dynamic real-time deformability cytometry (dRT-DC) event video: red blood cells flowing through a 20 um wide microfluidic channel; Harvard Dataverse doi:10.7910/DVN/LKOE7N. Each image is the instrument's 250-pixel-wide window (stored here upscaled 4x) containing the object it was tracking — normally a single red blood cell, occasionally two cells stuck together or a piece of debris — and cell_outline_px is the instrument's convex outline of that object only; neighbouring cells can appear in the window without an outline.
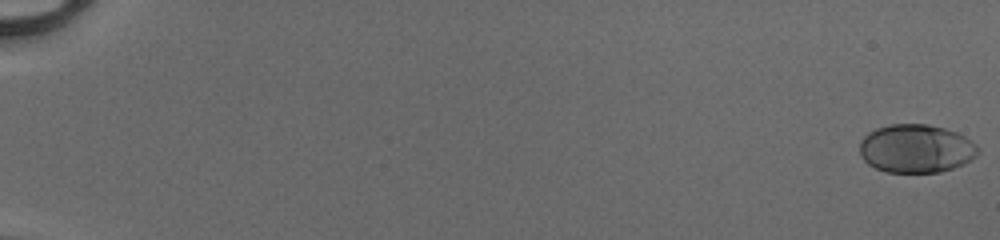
{"species": "human", "species_latin": "Homo sapiens", "temperature_condition": "cold", "stored_images_in_passage": 52, "camera_frame_rate_fps": 3000, "um_per_image_px": 0.085, "donor": {"sex": "male"}, "frame": {"image": 1, "passage_image": 1, "time_ms": 0.0, "image_size_px": [1000, 240], "cell_outline_px": [[980, 152], [976, 156], [964, 164], [940, 172], [884, 172], [868, 164], [860, 156], [860, 140], [868, 132], [876, 128], [888, 124], [928, 124], [944, 128], [956, 132], [972, 140], [980, 148]], "centroid_in_image_um": [77.87, 12.62], "position_along_channel_um": 7.1, "area_um2": 33.7}}
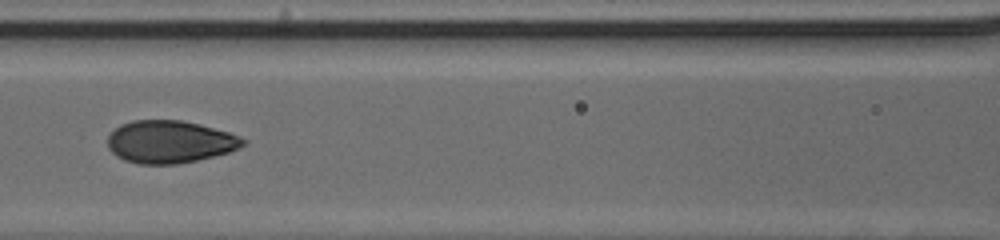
{"frame": {"image": 2, "passage_image": 27, "time_ms": 8.667, "image_size_px": [1000, 240], "cell_outline_px": [[248, 144], [240, 148], [228, 152], [196, 160], [176, 164], [140, 164], [124, 160], [116, 156], [108, 148], [108, 136], [120, 124], [132, 120], [180, 120], [200, 124], [228, 132], [240, 136], [248, 140]], "centroid_in_image_um": [14.45, 12.05], "position_along_channel_um": 152.1, "area_um2": 33.64}}
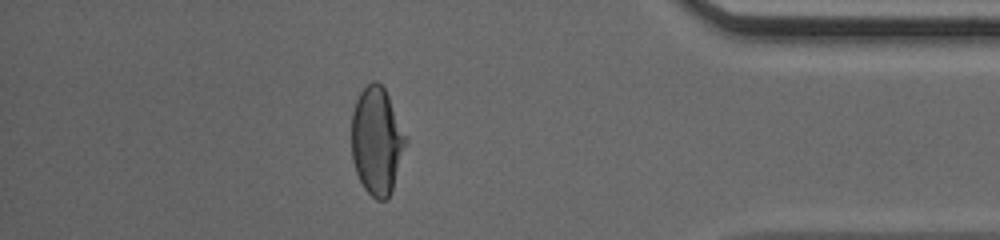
{"frame": {"image": 3, "passage_image": 47, "time_ms": 15.333, "image_size_px": [1000, 240], "cell_outline_px": [[408, 140], [388, 200], [376, 200], [364, 188], [356, 172], [352, 160], [352, 112], [356, 100], [360, 92], [372, 80], [376, 80], [384, 88], [388, 96]], "centroid_in_image_um": [32.02, 11.98], "position_along_channel_um": 403.2, "area_um2": 33.76}, "authors_computed_cell_mechanics": {"area_um2": 33.6974, "velocity_mm_per_s": 4.1714, "shape_relaxation_time_tau1_ms": 3.8587, "shape_relaxation_time_tau2_ms": null, "deformation_change_tau1": 0.1864, "deformation_change_tau2": null}}